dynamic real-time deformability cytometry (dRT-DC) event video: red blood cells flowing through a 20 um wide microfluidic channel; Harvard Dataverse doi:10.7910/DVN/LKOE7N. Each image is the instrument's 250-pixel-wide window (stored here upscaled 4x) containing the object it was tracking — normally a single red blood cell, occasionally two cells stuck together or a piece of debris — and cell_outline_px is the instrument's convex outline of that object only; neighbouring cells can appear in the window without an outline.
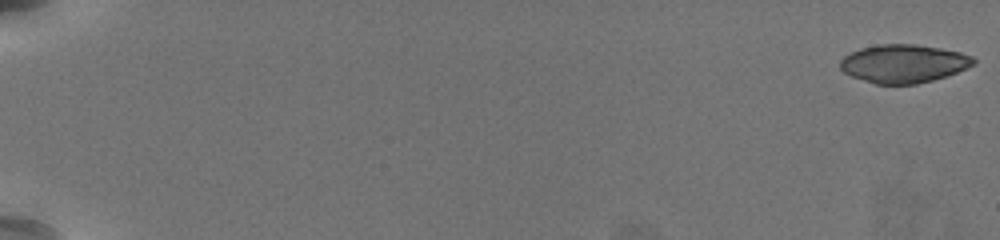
{"species": "common noctule bat (a hibernating species)", "species_latin": "Nyctalus noctula", "temperature_condition": "warm", "stored_images_in_passage": 58, "camera_frame_rate_fps": 3000, "um_per_image_px": 0.085, "animal": {"sex": "female", "body_mass_g": 19.5, "forearm_length_mm": 54.1}, "frame": {"image": 1, "passage_image": 1, "time_ms": 0.0, "image_size_px": [1000, 240], "cell_outline_px": [[976, 64], [956, 72], [932, 80], [916, 84], [876, 84], [852, 76], [844, 72], [840, 68], [840, 60], [844, 56], [860, 48], [880, 44], [916, 44], [940, 48], [960, 52], [972, 56], [976, 60]], "centroid_in_image_um": [76.81, 5.4], "position_along_channel_um": 8.2, "area_um2": 29.59}}
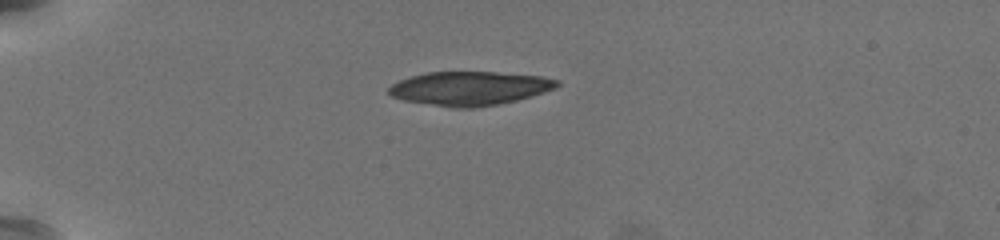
{"frame": {"image": 2, "passage_image": 18, "time_ms": 5.667, "image_size_px": [1000, 240], "cell_outline_px": [[560, 84], [556, 88], [544, 92], [516, 100], [500, 104], [472, 108], [452, 108], [404, 100], [392, 96], [388, 92], [388, 88], [392, 84], [400, 80], [412, 76], [428, 72], [496, 72], [540, 76], [560, 80]], "centroid_in_image_um": [39.93, 7.51], "position_along_channel_um": 45.1, "area_um2": 33.12}}